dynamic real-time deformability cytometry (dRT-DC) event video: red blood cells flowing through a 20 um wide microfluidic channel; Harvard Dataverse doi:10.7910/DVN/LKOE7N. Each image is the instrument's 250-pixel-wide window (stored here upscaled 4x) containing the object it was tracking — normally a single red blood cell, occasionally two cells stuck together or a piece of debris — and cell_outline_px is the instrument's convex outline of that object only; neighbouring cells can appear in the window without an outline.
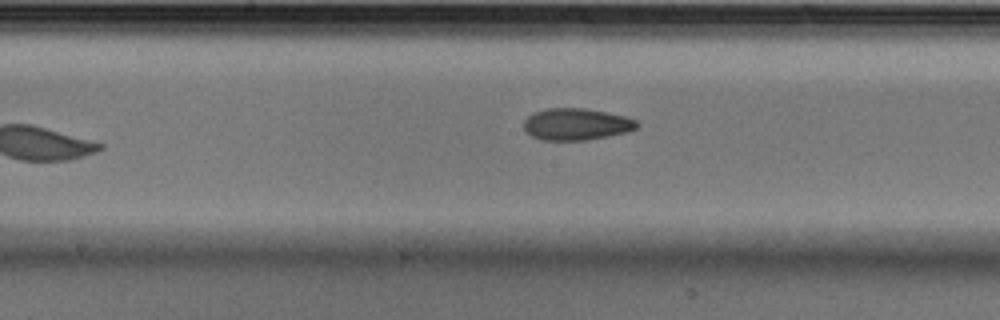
{"species": "Egyptian fruit bat (a non-hibernating species)", "species_latin": "Rousettus aegyptiacus", "temperature_condition": "cold", "stored_images_in_passage": 8, "camera_frame_rate_fps": 3000, "um_per_image_px": 0.085, "animal": {"sex": "male"}, "frame": {"image": 1, "passage_image": 8, "time_ms": 2.333, "image_size_px": [1000, 320], "cell_outline_px": [[640, 124], [636, 128], [628, 132], [588, 140], [540, 140], [532, 136], [524, 128], [524, 120], [528, 116], [536, 112], [548, 108], [584, 108], [624, 116], [636, 120]], "centroid_in_image_um": [49.0, 10.57], "position_along_channel_um": 199.2, "area_um2": 20.87}}